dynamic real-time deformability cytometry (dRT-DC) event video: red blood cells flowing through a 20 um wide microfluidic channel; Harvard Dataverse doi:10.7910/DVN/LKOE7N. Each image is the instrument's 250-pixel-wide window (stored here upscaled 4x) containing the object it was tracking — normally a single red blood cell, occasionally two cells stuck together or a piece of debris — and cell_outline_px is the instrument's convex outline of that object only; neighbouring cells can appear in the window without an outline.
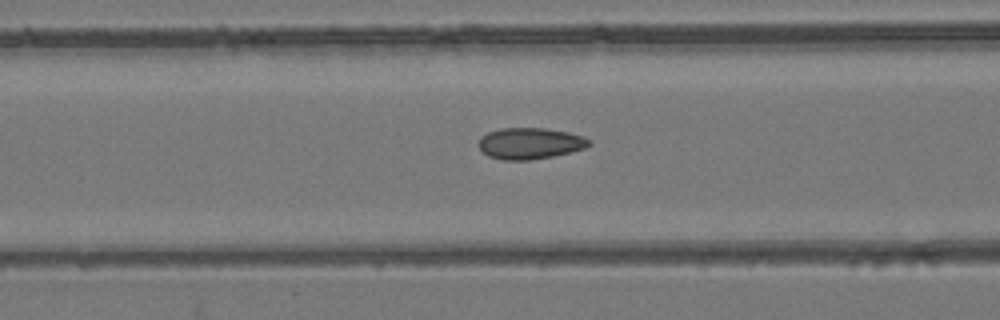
{"species": "common noctule bat (a hibernating species)", "species_latin": "Nyctalus noctula", "temperature_condition": "room temperature", "stored_images_in_passage": 55, "camera_frame_rate_fps": 3000, "um_per_image_px": 0.085, "animal": {"sex": "female", "body_mass_g": 24.6, "forearm_length_mm": 56.2}, "frame": {"image": 1, "passage_image": 21, "time_ms": 6.667, "image_size_px": [1000, 320], "cell_outline_px": [[592, 144], [584, 148], [552, 156], [528, 160], [504, 160], [488, 156], [480, 148], [480, 136], [488, 132], [500, 128], [544, 128], [568, 132], [584, 136], [592, 140]], "centroid_in_image_um": [45.07, 12.18], "position_along_channel_um": 121.5, "area_um2": 20.06}}
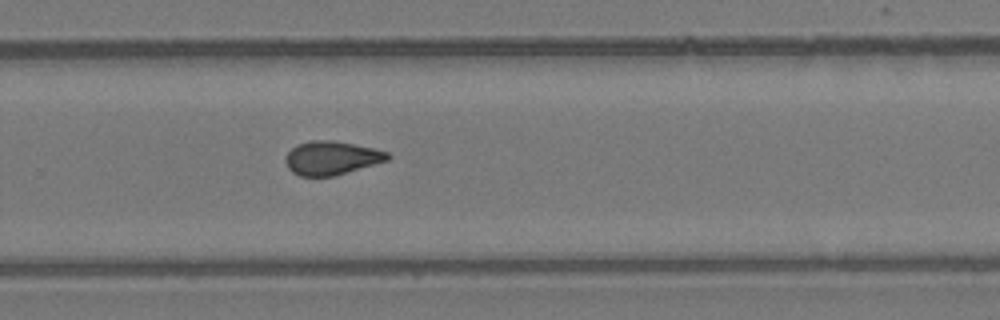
{"frame": {"image": 2, "passage_image": 36, "time_ms": 11.667, "image_size_px": [1000, 320], "cell_outline_px": [[392, 156], [388, 160], [332, 176], [300, 176], [292, 172], [288, 168], [284, 160], [284, 156], [296, 144], [312, 140], [332, 140], [372, 148], [388, 152]], "centroid_in_image_um": [28.13, 13.42], "position_along_channel_um": 301.7, "area_um2": 19.88}}
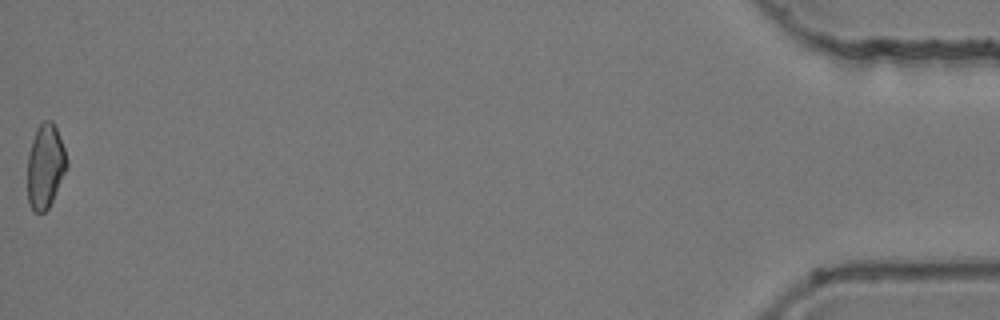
{"frame": {"image": 3, "passage_image": 55, "time_ms": 18.0, "image_size_px": [1000, 320], "cell_outline_px": [[68, 164], [52, 200], [48, 208], [44, 212], [32, 212], [28, 204], [28, 156], [32, 140], [36, 128], [44, 120], [52, 120], [56, 128], [64, 148], [68, 160]], "centroid_in_image_um": [3.84, 14.13], "position_along_channel_um": 431.4, "area_um2": 19.13}, "authors_computed_cell_mechanics": {"area_um2": 20.1144, "velocity_mm_per_s": 3.6998, "shape_relaxation_time_tau1_ms": null, "shape_relaxation_time_tau2_ms": 2.5369, "deformation_change_tau1": null, "deformation_change_tau2": 0.0631}}